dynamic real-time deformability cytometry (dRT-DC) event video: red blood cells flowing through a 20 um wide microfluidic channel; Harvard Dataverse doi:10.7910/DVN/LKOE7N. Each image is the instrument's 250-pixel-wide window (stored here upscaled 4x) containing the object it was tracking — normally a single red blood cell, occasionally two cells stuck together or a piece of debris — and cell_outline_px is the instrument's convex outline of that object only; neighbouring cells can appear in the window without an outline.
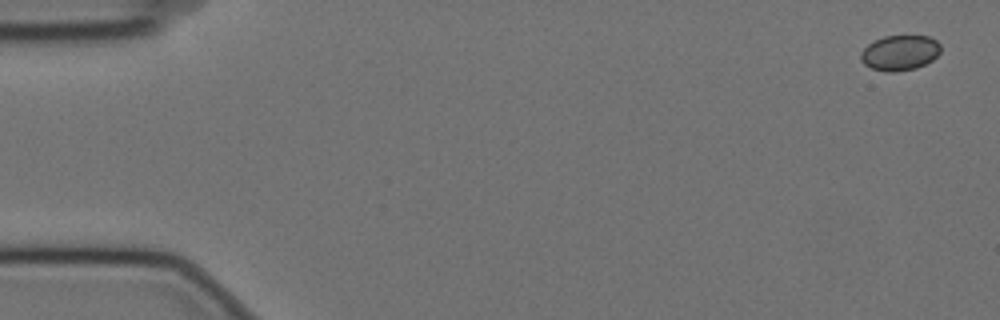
{"species": "Egyptian fruit bat (a non-hibernating species)", "species_latin": "Rousettus aegyptiacus", "temperature_condition": "cold", "stored_images_in_passage": 17, "camera_frame_rate_fps": 3000, "um_per_image_px": 0.085, "animal": {"sex": "female"}, "frame": {"image": 1, "passage_image": 1, "time_ms": 0.0, "image_size_px": [1000, 320], "cell_outline_px": [[940, 52], [932, 60], [916, 68], [892, 72], [888, 72], [872, 68], [864, 64], [860, 60], [860, 52], [868, 44], [884, 36], [928, 36], [936, 40], [940, 44]], "centroid_in_image_um": [76.47, 4.48], "position_along_channel_um": 8.5, "area_um2": 16.3}}